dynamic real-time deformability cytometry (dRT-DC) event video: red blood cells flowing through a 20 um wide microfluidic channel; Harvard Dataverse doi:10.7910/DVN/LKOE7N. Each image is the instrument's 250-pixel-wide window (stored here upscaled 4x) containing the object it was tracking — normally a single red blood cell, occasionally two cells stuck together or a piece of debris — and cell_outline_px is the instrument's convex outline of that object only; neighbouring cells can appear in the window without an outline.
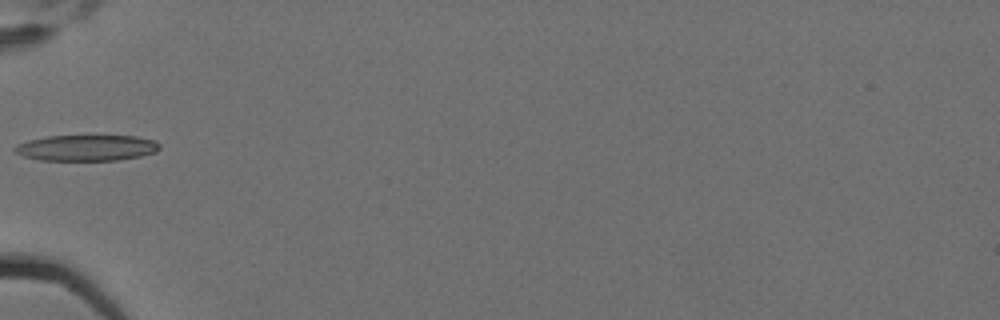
{"species": "Egyptian fruit bat (a non-hibernating species)", "species_latin": "Rousettus aegyptiacus", "temperature_condition": "cold", "stored_images_in_passage": 8, "camera_frame_rate_fps": 3000, "um_per_image_px": 0.085, "animal": {"sex": "female"}, "frame": {"image": 1, "passage_image": 7, "time_ms": 2.0, "image_size_px": [1000, 320], "cell_outline_px": [[160, 148], [156, 152], [140, 156], [116, 160], [40, 160], [24, 156], [16, 152], [12, 148], [16, 144], [28, 140], [44, 136], [136, 136], [156, 140], [160, 144]], "centroid_in_image_um": [7.36, 12.56], "position_along_channel_um": 77.6, "area_um2": 21.96}}
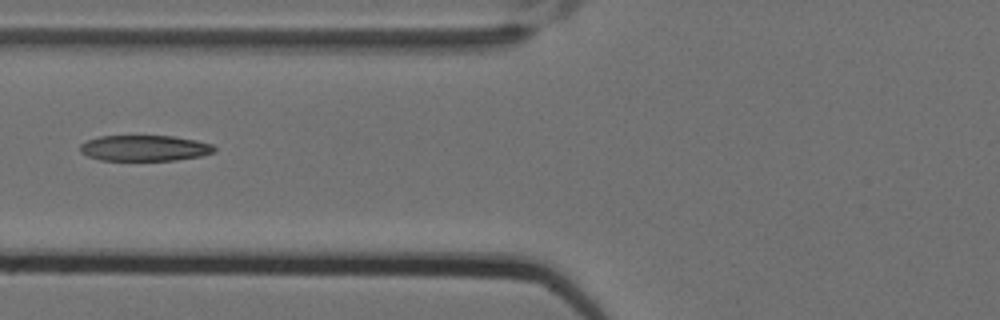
{"frame": {"image": 2, "passage_image": 8, "time_ms": 2.333, "image_size_px": [1000, 320], "cell_outline_px": [[216, 152], [200, 156], [176, 160], [100, 160], [88, 156], [80, 152], [80, 144], [88, 140], [100, 136], [172, 136], [196, 140], [212, 144], [216, 148]], "centroid_in_image_um": [12.3, 12.59], "position_along_channel_um": 113.5, "area_um2": 20.17}}